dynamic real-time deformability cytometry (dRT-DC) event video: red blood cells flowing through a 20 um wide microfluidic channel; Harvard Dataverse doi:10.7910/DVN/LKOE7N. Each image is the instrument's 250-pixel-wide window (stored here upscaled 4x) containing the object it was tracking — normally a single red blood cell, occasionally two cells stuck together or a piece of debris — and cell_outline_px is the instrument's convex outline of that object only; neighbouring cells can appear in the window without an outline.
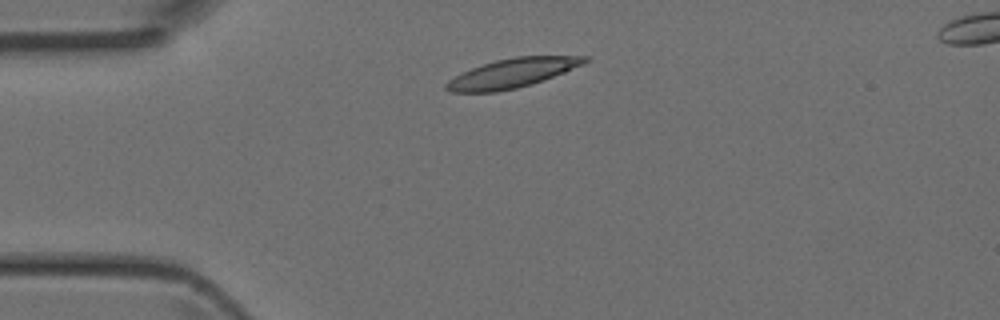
{"species": "Egyptian fruit bat (a non-hibernating species)", "species_latin": "Rousettus aegyptiacus", "temperature_condition": "room temperature", "stored_images_in_passage": 14, "camera_frame_rate_fps": 3000, "um_per_image_px": 0.085, "animal": {"sex": "female"}, "frame": {"image": 1, "passage_image": 2, "time_ms": 0.333, "image_size_px": [1000, 320], "cell_outline_px": [[588, 60], [584, 64], [544, 80], [516, 88], [496, 92], [452, 92], [444, 88], [444, 84], [448, 80], [472, 68], [496, 60], [516, 56], [588, 56]], "centroid_in_image_um": [43.54, 6.22], "position_along_channel_um": 41.5, "area_um2": 23.24}}
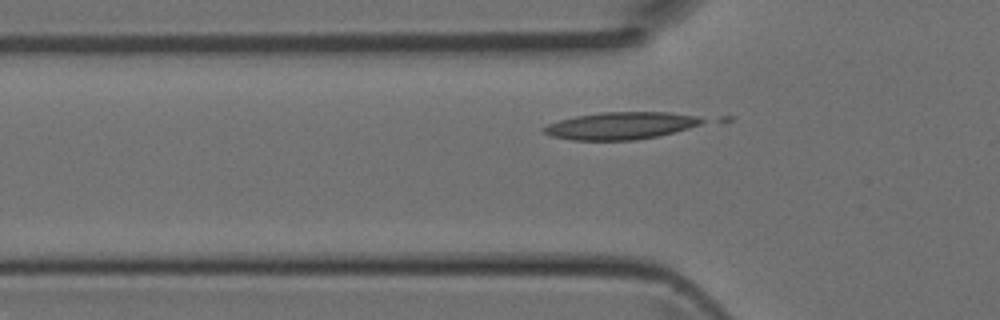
{"frame": {"image": 2, "passage_image": 6, "time_ms": 1.667, "image_size_px": [1000, 320], "cell_outline_px": [[704, 120], [700, 124], [688, 128], [660, 136], [636, 140], [572, 140], [552, 136], [544, 132], [540, 128], [548, 124], [560, 120], [576, 116], [600, 112], [668, 112], [696, 116]], "centroid_in_image_um": [52.73, 10.69], "position_along_channel_um": 73.1, "area_um2": 25.09}}